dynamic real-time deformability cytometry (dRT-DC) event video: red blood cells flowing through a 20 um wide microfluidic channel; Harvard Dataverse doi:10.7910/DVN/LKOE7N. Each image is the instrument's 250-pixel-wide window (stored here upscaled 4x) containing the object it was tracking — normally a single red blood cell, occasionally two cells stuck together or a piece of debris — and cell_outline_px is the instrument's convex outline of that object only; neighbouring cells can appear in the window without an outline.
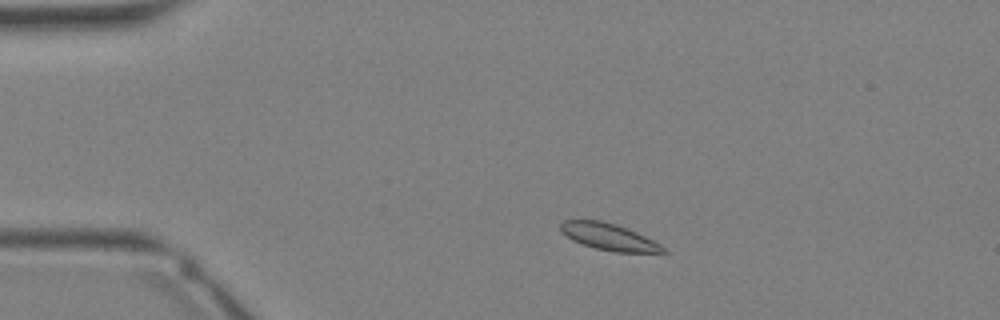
{"species": "Egyptian fruit bat (a non-hibernating species)", "species_latin": "Rousettus aegyptiacus", "temperature_condition": "warm", "stored_images_in_passage": 33, "camera_frame_rate_fps": 3000, "um_per_image_px": 0.085, "animal": {"sex": "female"}, "frame": {"image": 1, "passage_image": 5, "time_ms": 1.333, "image_size_px": [1000, 320], "cell_outline_px": [[668, 252], [616, 252], [596, 248], [572, 240], [560, 232], [560, 224], [564, 220], [600, 220], [616, 224], [628, 228], [660, 244]], "centroid_in_image_um": [51.72, 20.11], "position_along_channel_um": 33.3, "area_um2": 15.78}}
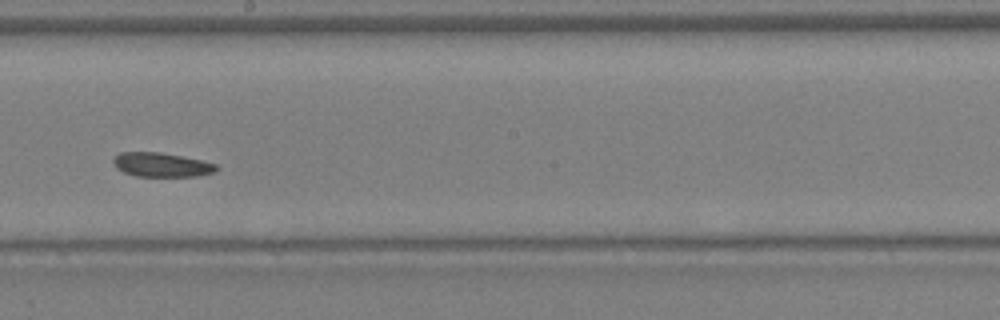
{"frame": {"image": 2, "passage_image": 18, "time_ms": 5.667, "image_size_px": [1000, 320], "cell_outline_px": [[220, 168], [212, 172], [196, 176], [136, 176], [124, 172], [116, 168], [112, 160], [120, 152], [160, 152], [200, 160], [216, 164]], "centroid_in_image_um": [13.7, 14.0], "position_along_channel_um": 234.5, "area_um2": 14.33}}
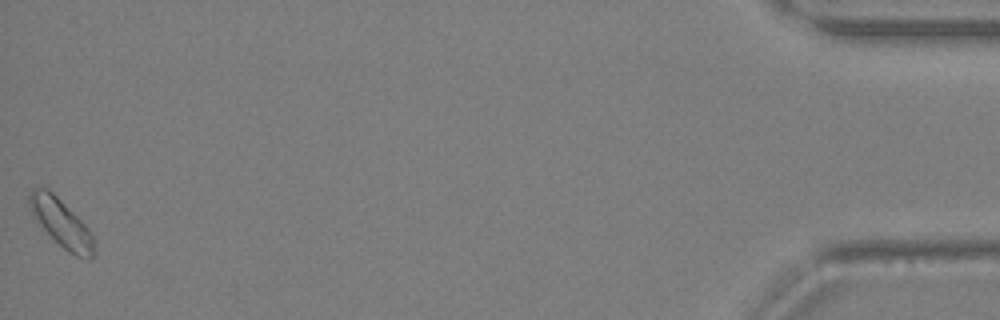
{"frame": {"image": 3, "passage_image": 33, "time_ms": 10.667, "image_size_px": [1000, 320], "cell_outline_px": [[92, 256], [76, 256], [68, 252], [40, 224], [32, 212], [28, 200], [28, 192], [32, 188], [48, 188], [88, 228], [92, 236]], "centroid_in_image_um": [5.15, 18.88], "position_along_channel_um": 430.1, "area_um2": 16.94}}